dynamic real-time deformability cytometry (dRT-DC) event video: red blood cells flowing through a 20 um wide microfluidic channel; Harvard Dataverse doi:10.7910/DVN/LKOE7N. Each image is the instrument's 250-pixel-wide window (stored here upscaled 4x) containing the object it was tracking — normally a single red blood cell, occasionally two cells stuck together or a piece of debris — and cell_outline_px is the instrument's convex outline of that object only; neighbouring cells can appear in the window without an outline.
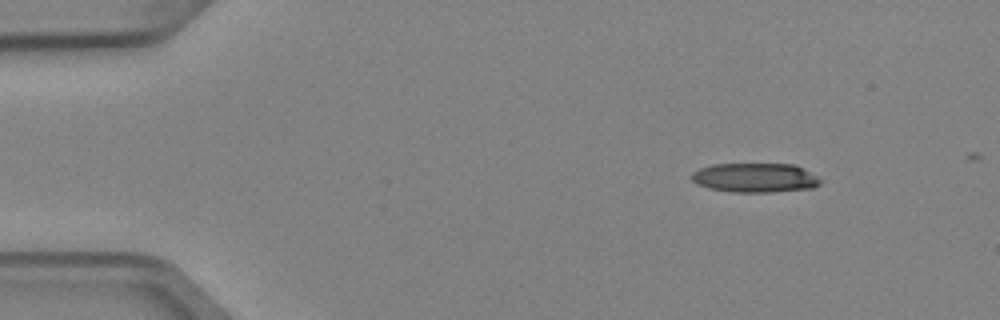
{"species": "Egyptian fruit bat (a non-hibernating species)", "species_latin": "Rousettus aegyptiacus", "temperature_condition": "cold", "stored_images_in_passage": 3, "camera_frame_rate_fps": 3000, "um_per_image_px": 0.085, "animal": {"sex": "female"}, "frame": {"image": 1, "passage_image": 1, "time_ms": 0.0, "image_size_px": [1000, 320], "cell_outline_px": [[824, 180], [820, 184], [812, 188], [772, 192], [732, 192], [708, 188], [696, 184], [692, 180], [692, 172], [700, 168], [712, 164], [796, 164], [804, 168]], "centroid_in_image_um": [64.21, 15.1], "position_along_channel_um": 20.8, "area_um2": 22.25}}